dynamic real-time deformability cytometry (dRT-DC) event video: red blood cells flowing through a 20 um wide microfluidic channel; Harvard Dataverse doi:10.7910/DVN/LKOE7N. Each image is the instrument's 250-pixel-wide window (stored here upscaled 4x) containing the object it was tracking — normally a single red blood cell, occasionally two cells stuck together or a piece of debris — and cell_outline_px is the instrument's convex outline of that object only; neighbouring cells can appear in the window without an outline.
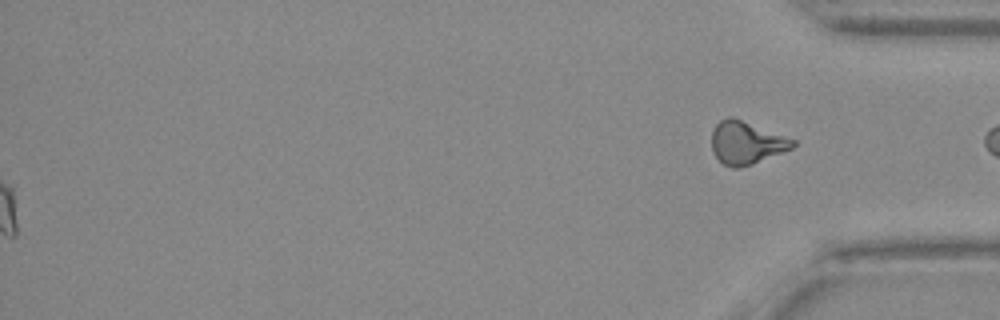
{"species": "Egyptian fruit bat (a non-hibernating species)", "species_latin": "Rousettus aegyptiacus", "temperature_condition": "warm", "stored_images_in_passage": 51, "segment_of_instrument_passage": [2, 2], "camera_frame_rate_fps": 3000, "um_per_image_px": 0.085, "animal": {"sex": "female"}, "frame": {"image": 1, "passage_image": 51, "time_ms": 16.667, "image_size_px": [1000, 320], "cell_outline_px": [[796, 144], [792, 148], [752, 164], [736, 168], [732, 168], [724, 164], [712, 152], [712, 132], [716, 124], [720, 120], [728, 116], [732, 116], [796, 140]], "centroid_in_image_um": [63.42, 12.12], "position_along_channel_um": 371.8, "area_um2": 20.06}}